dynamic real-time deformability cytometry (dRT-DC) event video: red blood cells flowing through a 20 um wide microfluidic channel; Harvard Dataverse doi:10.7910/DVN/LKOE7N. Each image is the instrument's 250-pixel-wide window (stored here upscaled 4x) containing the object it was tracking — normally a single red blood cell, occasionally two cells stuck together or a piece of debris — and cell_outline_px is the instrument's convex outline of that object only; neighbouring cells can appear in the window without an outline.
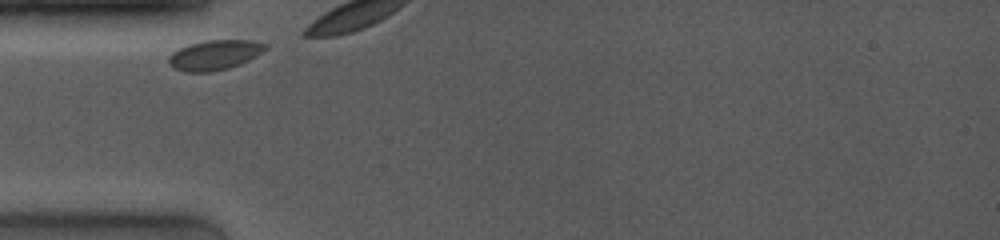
{"species": "common noctule bat (a hibernating species)", "species_latin": "Nyctalus noctula", "temperature_condition": "room temperature", "stored_images_in_passage": 4, "camera_frame_rate_fps": 4000, "um_per_image_px": 0.085, "animal": {"sex": "female", "body_mass_g": 19.0, "forearm_length_mm": 53.3}, "frame": {"image": 1, "passage_image": 1, "time_ms": 0.0, "image_size_px": [1000, 240], "cell_outline_px": [[268, 48], [256, 56], [240, 64], [228, 68], [212, 72], [184, 72], [168, 64], [168, 56], [172, 52], [188, 44], [208, 40], [248, 40], [268, 44]], "centroid_in_image_um": [18.23, 4.67], "position_along_channel_um": 66.8, "area_um2": 16.88}}